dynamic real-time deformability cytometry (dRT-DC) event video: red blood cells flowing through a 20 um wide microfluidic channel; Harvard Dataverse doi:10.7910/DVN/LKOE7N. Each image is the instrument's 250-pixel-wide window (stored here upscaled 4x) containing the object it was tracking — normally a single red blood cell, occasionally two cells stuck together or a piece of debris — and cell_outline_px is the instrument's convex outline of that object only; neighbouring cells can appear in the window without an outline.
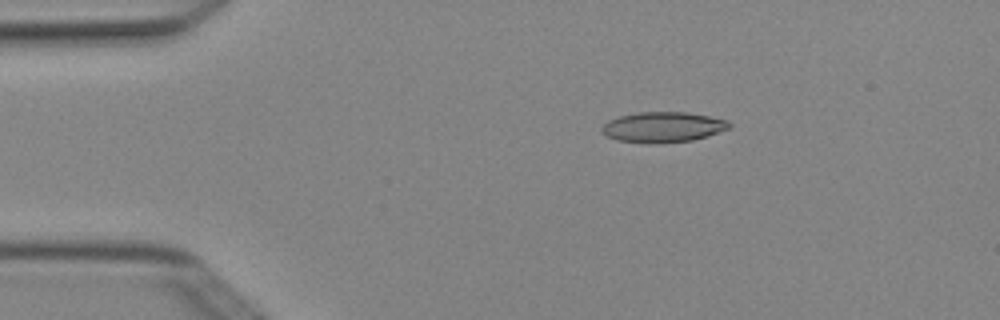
{"species": "Egyptian fruit bat (a non-hibernating species)", "species_latin": "Rousettus aegyptiacus", "temperature_condition": "cold", "stored_images_in_passage": 5, "camera_frame_rate_fps": 3000, "um_per_image_px": 0.085, "animal": {"sex": "female"}, "frame": {"image": 1, "passage_image": 3, "time_ms": 0.667, "image_size_px": [1000, 320], "cell_outline_px": [[732, 124], [728, 128], [692, 140], [616, 140], [608, 136], [600, 128], [608, 120], [620, 116], [636, 112], [688, 112], [712, 116], [728, 120]], "centroid_in_image_um": [56.38, 10.73], "position_along_channel_um": 28.6, "area_um2": 21.39}}
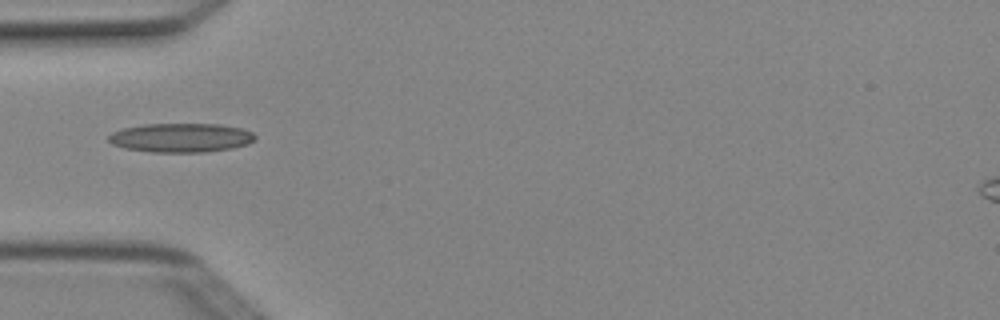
{"frame": {"image": 2, "passage_image": 5, "time_ms": 1.333, "image_size_px": [1000, 320], "cell_outline_px": [[256, 136], [248, 144], [232, 148], [204, 152], [152, 152], [124, 148], [112, 144], [108, 140], [108, 136], [112, 132], [124, 128], [144, 124], [220, 124], [240, 128], [252, 132]], "centroid_in_image_um": [15.36, 11.7], "position_along_channel_um": 69.6, "area_um2": 24.74}}